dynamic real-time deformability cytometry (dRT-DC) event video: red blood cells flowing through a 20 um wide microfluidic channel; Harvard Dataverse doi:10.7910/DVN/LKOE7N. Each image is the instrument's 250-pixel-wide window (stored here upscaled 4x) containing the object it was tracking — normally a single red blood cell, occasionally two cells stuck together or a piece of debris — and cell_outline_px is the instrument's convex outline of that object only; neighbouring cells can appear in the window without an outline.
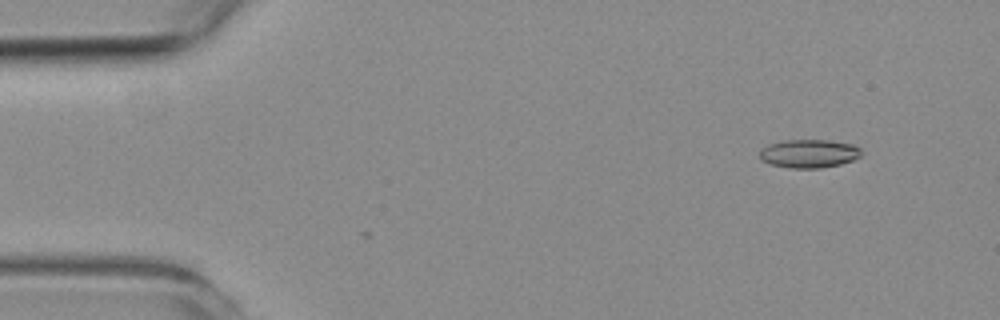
{"species": "common noctule bat (a hibernating species)", "species_latin": "Nyctalus noctula", "temperature_condition": "room temperature", "stored_images_in_passage": 2, "camera_frame_rate_fps": 3000, "um_per_image_px": 0.085, "animal": {"sex": "female", "body_mass_g": 19.3, "forearm_length_mm": 54.1}, "frame": {"image": 1, "passage_image": 1, "time_ms": 0.0, "image_size_px": [1000, 320], "cell_outline_px": [[864, 152], [860, 156], [852, 160], [840, 164], [820, 168], [788, 168], [768, 164], [760, 160], [760, 148], [768, 144], [784, 140], [828, 140], [852, 144], [860, 148]], "centroid_in_image_um": [68.73, 13.05], "position_along_channel_um": 16.3, "area_um2": 17.05}}